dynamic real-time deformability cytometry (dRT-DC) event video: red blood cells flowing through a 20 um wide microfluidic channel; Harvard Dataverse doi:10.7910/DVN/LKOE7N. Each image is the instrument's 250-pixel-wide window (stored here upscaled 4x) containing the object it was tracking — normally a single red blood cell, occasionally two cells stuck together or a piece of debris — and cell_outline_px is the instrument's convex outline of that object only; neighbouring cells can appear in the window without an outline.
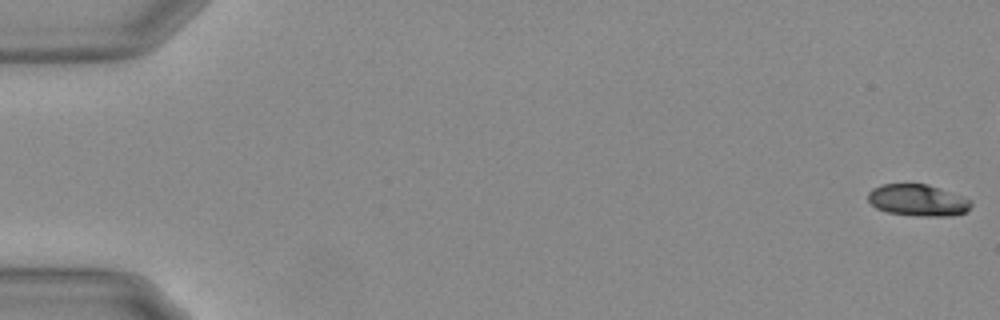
{"species": "Egyptian fruit bat (a non-hibernating species)", "species_latin": "Rousettus aegyptiacus", "temperature_condition": "warm", "stored_images_in_passage": 17, "camera_frame_rate_fps": 3000, "um_per_image_px": 0.085, "animal": {"sex": "female"}, "frame": {"image": 1, "passage_image": 1, "time_ms": 0.0, "image_size_px": [1000, 320], "cell_outline_px": [[972, 204], [968, 212], [952, 216], [916, 216], [888, 212], [876, 208], [868, 200], [868, 192], [872, 188], [884, 184], [928, 184], [964, 196], [972, 200]], "centroid_in_image_um": [78.06, 17.02], "position_along_channel_um": 6.9, "area_um2": 19.25}}